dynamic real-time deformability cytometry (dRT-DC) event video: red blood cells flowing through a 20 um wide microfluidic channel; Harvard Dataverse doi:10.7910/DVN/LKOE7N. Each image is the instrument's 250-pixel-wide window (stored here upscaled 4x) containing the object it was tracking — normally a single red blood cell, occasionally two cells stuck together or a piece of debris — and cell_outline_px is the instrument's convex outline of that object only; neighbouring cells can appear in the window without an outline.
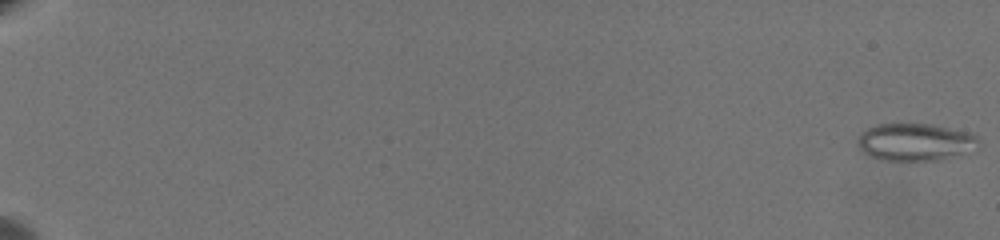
{"species": "common noctule bat (a hibernating species)", "species_latin": "Nyctalus noctula", "temperature_condition": "warm", "stored_images_in_passage": 65, "camera_frame_rate_fps": 3000, "um_per_image_px": 0.085, "animal": {"sex": "female", "body_mass_g": 19.5, "forearm_length_mm": 54.1}, "frame": {"image": 1, "passage_image": 1, "time_ms": 0.0, "image_size_px": [1000, 240], "cell_outline_px": [[980, 148], [976, 152], [940, 160], [880, 160], [868, 156], [856, 144], [856, 140], [860, 132], [876, 124], [932, 124], [968, 132], [976, 136]], "centroid_in_image_um": [77.83, 12.09], "position_along_channel_um": 7.2, "area_um2": 26.93}}
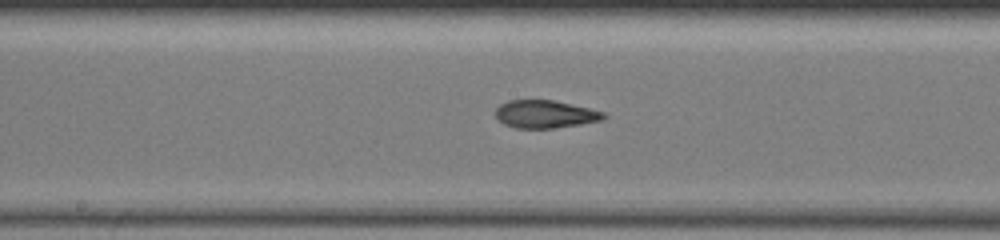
{"frame": {"image": 2, "passage_image": 39, "time_ms": 12.667, "image_size_px": [1000, 240], "cell_outline_px": [[608, 116], [604, 120], [580, 124], [552, 128], [516, 128], [504, 124], [496, 120], [496, 108], [500, 104], [508, 100], [552, 100], [588, 108], [604, 112]], "centroid_in_image_um": [46.32, 9.71], "position_along_channel_um": 201.9, "area_um2": 17.51}}
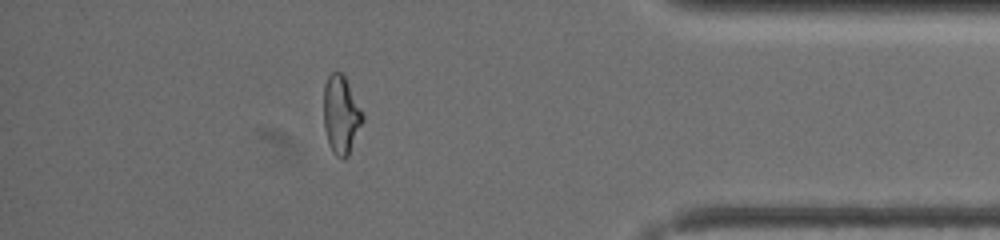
{"frame": {"image": 3, "passage_image": 59, "time_ms": 19.333, "image_size_px": [1000, 240], "cell_outline_px": [[364, 120], [348, 156], [344, 160], [336, 156], [332, 152], [328, 144], [324, 128], [324, 84], [328, 76], [332, 72], [340, 72], [344, 76], [364, 116]], "centroid_in_image_um": [28.97, 9.8], "position_along_channel_um": 406.2, "area_um2": 17.69}, "authors_computed_cell_mechanics": {"area_um2": 18.3804, "velocity_mm_per_s": 3.456, "shape_relaxation_time_tau1_ms": null, "shape_relaxation_time_tau2_ms": 2.0952, "deformation_change_tau1": null, "deformation_change_tau2": 0.0953}}